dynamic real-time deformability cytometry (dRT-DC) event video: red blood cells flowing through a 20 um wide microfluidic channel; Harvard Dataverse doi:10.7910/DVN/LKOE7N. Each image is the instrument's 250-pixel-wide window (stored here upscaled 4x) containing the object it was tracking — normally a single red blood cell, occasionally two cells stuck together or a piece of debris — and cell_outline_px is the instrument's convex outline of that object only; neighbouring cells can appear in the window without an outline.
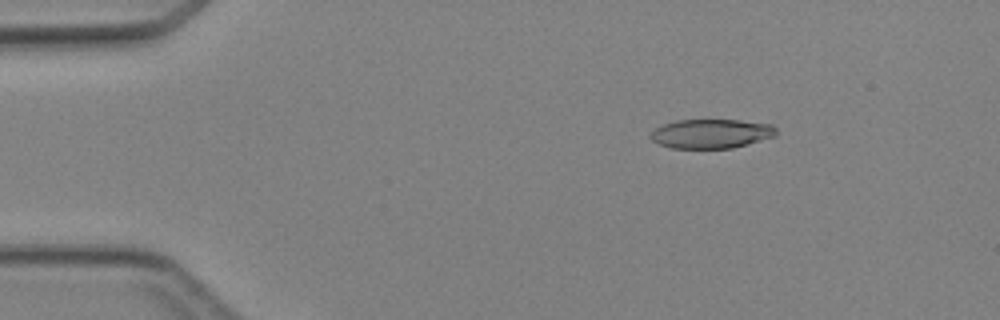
{"species": "Egyptian fruit bat (a non-hibernating species)", "species_latin": "Rousettus aegyptiacus", "temperature_condition": "cold", "stored_images_in_passage": 5, "camera_frame_rate_fps": 3000, "um_per_image_px": 0.085, "animal": {"sex": "female"}, "frame": {"image": 1, "passage_image": 2, "time_ms": 1.0, "image_size_px": [1000, 320], "cell_outline_px": [[776, 136], [748, 144], [732, 148], [672, 148], [660, 144], [652, 140], [648, 136], [656, 128], [664, 124], [676, 120], [740, 120], [772, 124], [776, 128]], "centroid_in_image_um": [60.47, 11.36], "position_along_channel_um": 24.5, "area_um2": 21.39}}